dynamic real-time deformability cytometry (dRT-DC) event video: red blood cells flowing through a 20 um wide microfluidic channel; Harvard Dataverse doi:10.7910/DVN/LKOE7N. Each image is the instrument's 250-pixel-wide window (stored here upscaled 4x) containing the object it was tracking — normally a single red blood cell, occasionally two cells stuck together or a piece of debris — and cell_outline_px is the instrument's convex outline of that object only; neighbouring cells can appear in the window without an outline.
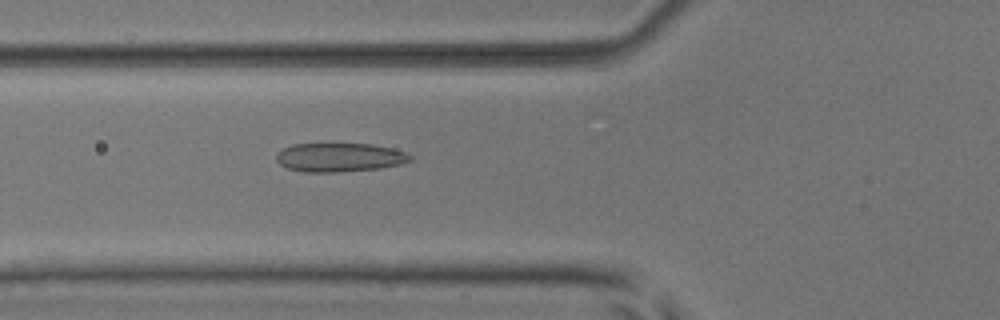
{"species": "common noctule bat (a hibernating species)", "species_latin": "Nyctalus noctula", "temperature_condition": "room temperature", "stored_images_in_passage": 5, "camera_frame_rate_fps": 3000, "um_per_image_px": 0.085, "animal": {"sex": "male", "body_mass_g": 17.9, "forearm_length_mm": 54.2}, "frame": {"image": 1, "passage_image": 5, "time_ms": 4.667, "image_size_px": [1000, 320], "cell_outline_px": [[412, 160], [400, 164], [380, 168], [340, 172], [304, 172], [288, 168], [280, 164], [276, 160], [276, 156], [284, 148], [292, 144], [332, 140], [372, 144], [392, 148], [408, 152], [412, 156]], "centroid_in_image_um": [28.87, 13.32], "position_along_channel_um": 96.9, "area_um2": 23.64}}